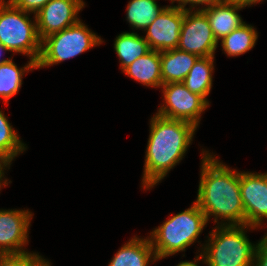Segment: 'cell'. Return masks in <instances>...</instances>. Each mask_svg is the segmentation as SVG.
Here are the masks:
<instances>
[{
  "instance_id": "obj_1",
  "label": "cell",
  "mask_w": 267,
  "mask_h": 266,
  "mask_svg": "<svg viewBox=\"0 0 267 266\" xmlns=\"http://www.w3.org/2000/svg\"><path fill=\"white\" fill-rule=\"evenodd\" d=\"M205 154V155H204ZM197 200L207 221H228L221 225H244L245 211L240 191V172L231 170L210 153L203 151Z\"/></svg>"
},
{
  "instance_id": "obj_2",
  "label": "cell",
  "mask_w": 267,
  "mask_h": 266,
  "mask_svg": "<svg viewBox=\"0 0 267 266\" xmlns=\"http://www.w3.org/2000/svg\"><path fill=\"white\" fill-rule=\"evenodd\" d=\"M197 127L184 120L154 115L146 149L142 184L149 189L179 163L191 144Z\"/></svg>"
},
{
  "instance_id": "obj_3",
  "label": "cell",
  "mask_w": 267,
  "mask_h": 266,
  "mask_svg": "<svg viewBox=\"0 0 267 266\" xmlns=\"http://www.w3.org/2000/svg\"><path fill=\"white\" fill-rule=\"evenodd\" d=\"M220 226V227H219ZM210 232L203 254L194 261L204 260L208 266H253L257 244L250 242L245 229L255 227L244 225H219Z\"/></svg>"
},
{
  "instance_id": "obj_4",
  "label": "cell",
  "mask_w": 267,
  "mask_h": 266,
  "mask_svg": "<svg viewBox=\"0 0 267 266\" xmlns=\"http://www.w3.org/2000/svg\"><path fill=\"white\" fill-rule=\"evenodd\" d=\"M207 222L205 214L194 202L190 208L155 228L149 239L157 260L185 251L198 239Z\"/></svg>"
},
{
  "instance_id": "obj_5",
  "label": "cell",
  "mask_w": 267,
  "mask_h": 266,
  "mask_svg": "<svg viewBox=\"0 0 267 266\" xmlns=\"http://www.w3.org/2000/svg\"><path fill=\"white\" fill-rule=\"evenodd\" d=\"M28 12L16 8L10 1L0 0V43L14 53L28 55L36 63L41 54V40L36 18L32 22Z\"/></svg>"
},
{
  "instance_id": "obj_6",
  "label": "cell",
  "mask_w": 267,
  "mask_h": 266,
  "mask_svg": "<svg viewBox=\"0 0 267 266\" xmlns=\"http://www.w3.org/2000/svg\"><path fill=\"white\" fill-rule=\"evenodd\" d=\"M102 39L79 20L77 23L51 34L41 41V54L37 64L43 68L73 58L101 44Z\"/></svg>"
},
{
  "instance_id": "obj_7",
  "label": "cell",
  "mask_w": 267,
  "mask_h": 266,
  "mask_svg": "<svg viewBox=\"0 0 267 266\" xmlns=\"http://www.w3.org/2000/svg\"><path fill=\"white\" fill-rule=\"evenodd\" d=\"M161 87L165 105L162 104L156 114L167 119L184 120L198 127L201 113L210 104L190 92L182 82L163 84Z\"/></svg>"
},
{
  "instance_id": "obj_8",
  "label": "cell",
  "mask_w": 267,
  "mask_h": 266,
  "mask_svg": "<svg viewBox=\"0 0 267 266\" xmlns=\"http://www.w3.org/2000/svg\"><path fill=\"white\" fill-rule=\"evenodd\" d=\"M218 41L202 10L184 11L178 49L199 57L214 56Z\"/></svg>"
},
{
  "instance_id": "obj_9",
  "label": "cell",
  "mask_w": 267,
  "mask_h": 266,
  "mask_svg": "<svg viewBox=\"0 0 267 266\" xmlns=\"http://www.w3.org/2000/svg\"><path fill=\"white\" fill-rule=\"evenodd\" d=\"M184 11L176 5L165 6L156 19L144 30L151 50L168 51L178 48Z\"/></svg>"
},
{
  "instance_id": "obj_10",
  "label": "cell",
  "mask_w": 267,
  "mask_h": 266,
  "mask_svg": "<svg viewBox=\"0 0 267 266\" xmlns=\"http://www.w3.org/2000/svg\"><path fill=\"white\" fill-rule=\"evenodd\" d=\"M32 215L29 210H0V256L30 253L23 246L28 243Z\"/></svg>"
},
{
  "instance_id": "obj_11",
  "label": "cell",
  "mask_w": 267,
  "mask_h": 266,
  "mask_svg": "<svg viewBox=\"0 0 267 266\" xmlns=\"http://www.w3.org/2000/svg\"><path fill=\"white\" fill-rule=\"evenodd\" d=\"M83 0H50L35 16L40 40L77 23Z\"/></svg>"
},
{
  "instance_id": "obj_12",
  "label": "cell",
  "mask_w": 267,
  "mask_h": 266,
  "mask_svg": "<svg viewBox=\"0 0 267 266\" xmlns=\"http://www.w3.org/2000/svg\"><path fill=\"white\" fill-rule=\"evenodd\" d=\"M240 191L245 211V224L260 227L267 219V173L240 172Z\"/></svg>"
},
{
  "instance_id": "obj_13",
  "label": "cell",
  "mask_w": 267,
  "mask_h": 266,
  "mask_svg": "<svg viewBox=\"0 0 267 266\" xmlns=\"http://www.w3.org/2000/svg\"><path fill=\"white\" fill-rule=\"evenodd\" d=\"M243 8L236 1L229 0L207 8H197V10H202L206 14L214 37L219 42V40L245 23L237 13V11Z\"/></svg>"
},
{
  "instance_id": "obj_14",
  "label": "cell",
  "mask_w": 267,
  "mask_h": 266,
  "mask_svg": "<svg viewBox=\"0 0 267 266\" xmlns=\"http://www.w3.org/2000/svg\"><path fill=\"white\" fill-rule=\"evenodd\" d=\"M160 58L162 83L168 84L183 82L199 56L175 48L160 52Z\"/></svg>"
},
{
  "instance_id": "obj_15",
  "label": "cell",
  "mask_w": 267,
  "mask_h": 266,
  "mask_svg": "<svg viewBox=\"0 0 267 266\" xmlns=\"http://www.w3.org/2000/svg\"><path fill=\"white\" fill-rule=\"evenodd\" d=\"M150 260L157 258L149 237L135 236L119 249L108 266H148Z\"/></svg>"
},
{
  "instance_id": "obj_16",
  "label": "cell",
  "mask_w": 267,
  "mask_h": 266,
  "mask_svg": "<svg viewBox=\"0 0 267 266\" xmlns=\"http://www.w3.org/2000/svg\"><path fill=\"white\" fill-rule=\"evenodd\" d=\"M123 72L144 86L161 87V58L160 52L150 50L147 54L136 59Z\"/></svg>"
},
{
  "instance_id": "obj_17",
  "label": "cell",
  "mask_w": 267,
  "mask_h": 266,
  "mask_svg": "<svg viewBox=\"0 0 267 266\" xmlns=\"http://www.w3.org/2000/svg\"><path fill=\"white\" fill-rule=\"evenodd\" d=\"M213 62L214 56L199 57L182 82L190 92L198 94L208 104L206 97L212 88Z\"/></svg>"
},
{
  "instance_id": "obj_18",
  "label": "cell",
  "mask_w": 267,
  "mask_h": 266,
  "mask_svg": "<svg viewBox=\"0 0 267 266\" xmlns=\"http://www.w3.org/2000/svg\"><path fill=\"white\" fill-rule=\"evenodd\" d=\"M114 49L120 59L122 71L151 50L145 38L134 32L119 34L115 39Z\"/></svg>"
},
{
  "instance_id": "obj_19",
  "label": "cell",
  "mask_w": 267,
  "mask_h": 266,
  "mask_svg": "<svg viewBox=\"0 0 267 266\" xmlns=\"http://www.w3.org/2000/svg\"><path fill=\"white\" fill-rule=\"evenodd\" d=\"M37 69L35 61L30 60L23 68H18L11 58L0 64V97L7 103L22 85V76L25 72Z\"/></svg>"
},
{
  "instance_id": "obj_20",
  "label": "cell",
  "mask_w": 267,
  "mask_h": 266,
  "mask_svg": "<svg viewBox=\"0 0 267 266\" xmlns=\"http://www.w3.org/2000/svg\"><path fill=\"white\" fill-rule=\"evenodd\" d=\"M257 39L258 33L254 27L244 23L221 39V46L228 56L234 57L251 50Z\"/></svg>"
},
{
  "instance_id": "obj_21",
  "label": "cell",
  "mask_w": 267,
  "mask_h": 266,
  "mask_svg": "<svg viewBox=\"0 0 267 266\" xmlns=\"http://www.w3.org/2000/svg\"><path fill=\"white\" fill-rule=\"evenodd\" d=\"M164 8H159L156 0H131L127 5L126 18L133 29L145 30Z\"/></svg>"
},
{
  "instance_id": "obj_22",
  "label": "cell",
  "mask_w": 267,
  "mask_h": 266,
  "mask_svg": "<svg viewBox=\"0 0 267 266\" xmlns=\"http://www.w3.org/2000/svg\"><path fill=\"white\" fill-rule=\"evenodd\" d=\"M25 150V144L0 109V157L11 165L13 159Z\"/></svg>"
},
{
  "instance_id": "obj_23",
  "label": "cell",
  "mask_w": 267,
  "mask_h": 266,
  "mask_svg": "<svg viewBox=\"0 0 267 266\" xmlns=\"http://www.w3.org/2000/svg\"><path fill=\"white\" fill-rule=\"evenodd\" d=\"M0 266H51L39 254L0 256Z\"/></svg>"
},
{
  "instance_id": "obj_24",
  "label": "cell",
  "mask_w": 267,
  "mask_h": 266,
  "mask_svg": "<svg viewBox=\"0 0 267 266\" xmlns=\"http://www.w3.org/2000/svg\"><path fill=\"white\" fill-rule=\"evenodd\" d=\"M16 8L24 12L34 13L35 15L50 1V0H9Z\"/></svg>"
},
{
  "instance_id": "obj_25",
  "label": "cell",
  "mask_w": 267,
  "mask_h": 266,
  "mask_svg": "<svg viewBox=\"0 0 267 266\" xmlns=\"http://www.w3.org/2000/svg\"><path fill=\"white\" fill-rule=\"evenodd\" d=\"M253 266H267V234L257 243Z\"/></svg>"
},
{
  "instance_id": "obj_26",
  "label": "cell",
  "mask_w": 267,
  "mask_h": 266,
  "mask_svg": "<svg viewBox=\"0 0 267 266\" xmlns=\"http://www.w3.org/2000/svg\"><path fill=\"white\" fill-rule=\"evenodd\" d=\"M172 1L171 4H173L175 1L178 2V5H176L177 7L181 8L183 11H187V10H192V8H195V4L197 5H206V7H210V6H214L216 4H220L223 2H227L229 0H170ZM190 4L192 7L191 8H186V4Z\"/></svg>"
},
{
  "instance_id": "obj_27",
  "label": "cell",
  "mask_w": 267,
  "mask_h": 266,
  "mask_svg": "<svg viewBox=\"0 0 267 266\" xmlns=\"http://www.w3.org/2000/svg\"><path fill=\"white\" fill-rule=\"evenodd\" d=\"M243 7L251 6L252 4L260 3L263 0H234Z\"/></svg>"
},
{
  "instance_id": "obj_28",
  "label": "cell",
  "mask_w": 267,
  "mask_h": 266,
  "mask_svg": "<svg viewBox=\"0 0 267 266\" xmlns=\"http://www.w3.org/2000/svg\"><path fill=\"white\" fill-rule=\"evenodd\" d=\"M10 165L9 164H6L1 170H0V190H1V187L4 185V186H7L8 185V182H7V179L3 180L2 178L4 177V169L5 167H9ZM3 181V182H2Z\"/></svg>"
},
{
  "instance_id": "obj_29",
  "label": "cell",
  "mask_w": 267,
  "mask_h": 266,
  "mask_svg": "<svg viewBox=\"0 0 267 266\" xmlns=\"http://www.w3.org/2000/svg\"><path fill=\"white\" fill-rule=\"evenodd\" d=\"M177 266H198L197 263L193 261H182Z\"/></svg>"
},
{
  "instance_id": "obj_30",
  "label": "cell",
  "mask_w": 267,
  "mask_h": 266,
  "mask_svg": "<svg viewBox=\"0 0 267 266\" xmlns=\"http://www.w3.org/2000/svg\"><path fill=\"white\" fill-rule=\"evenodd\" d=\"M4 52V51H8L1 43H0V57H1V52ZM9 59L7 58V59H1V61H0V64H2L3 62H6V61H8Z\"/></svg>"
},
{
  "instance_id": "obj_31",
  "label": "cell",
  "mask_w": 267,
  "mask_h": 266,
  "mask_svg": "<svg viewBox=\"0 0 267 266\" xmlns=\"http://www.w3.org/2000/svg\"><path fill=\"white\" fill-rule=\"evenodd\" d=\"M7 163L0 157V170L6 165Z\"/></svg>"
}]
</instances>
